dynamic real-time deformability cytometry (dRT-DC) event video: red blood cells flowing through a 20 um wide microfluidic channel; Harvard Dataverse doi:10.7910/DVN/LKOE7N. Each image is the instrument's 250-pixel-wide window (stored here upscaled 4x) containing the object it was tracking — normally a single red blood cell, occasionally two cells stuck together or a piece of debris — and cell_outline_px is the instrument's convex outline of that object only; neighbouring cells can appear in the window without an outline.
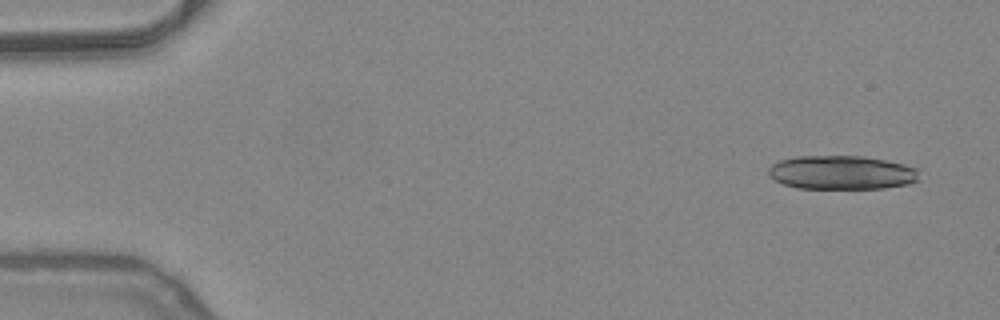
{"species": "common noctule bat (a hibernating species)", "species_latin": "Nyctalus noctula", "temperature_condition": "warm", "stored_images_in_passage": 3, "camera_frame_rate_fps": 3000, "um_per_image_px": 0.085, "animal": {"sex": "female", "body_mass_g": 24.6, "forearm_length_mm": 56.2}, "frame": {"image": 1, "passage_image": 1, "time_ms": 0.0, "image_size_px": [1000, 320], "cell_outline_px": [[920, 180], [908, 184], [884, 188], [796, 188], [784, 184], [768, 176], [768, 168], [772, 164], [780, 160], [796, 156], [864, 156], [904, 164], [916, 168]], "centroid_in_image_um": [71.53, 14.66], "position_along_channel_um": 13.5, "area_um2": 29.77}}